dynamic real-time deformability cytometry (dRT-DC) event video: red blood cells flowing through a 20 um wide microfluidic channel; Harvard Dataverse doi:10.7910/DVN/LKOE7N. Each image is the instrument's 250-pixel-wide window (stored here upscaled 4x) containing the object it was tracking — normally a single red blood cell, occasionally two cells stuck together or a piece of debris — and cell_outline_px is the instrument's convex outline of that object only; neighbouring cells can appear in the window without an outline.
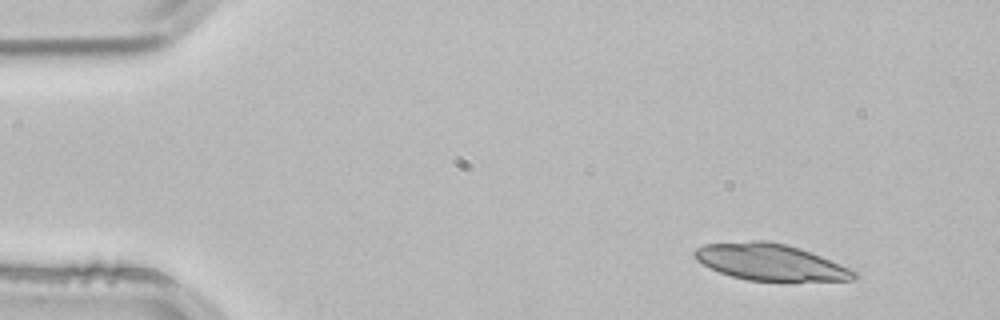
{"species": "common noctule bat (a hibernating species)", "species_latin": "Nyctalus noctula", "temperature_condition": "room temperature", "stored_images_in_passage": 3, "camera_frame_rate_fps": 3000, "um_per_image_px": 0.085, "animal": {"sex": "male", "body_mass_g": 21.5, "forearm_length_mm": 52.0}, "frame": {"image": 1, "passage_image": 1, "time_ms": 0.0, "image_size_px": [1000, 320], "cell_outline_px": [[856, 276], [852, 280], [748, 280], [732, 276], [720, 272], [696, 260], [692, 256], [692, 252], [696, 248], [704, 244], [752, 240], [764, 240], [784, 244], [800, 248], [840, 264], [856, 272]], "centroid_in_image_um": [65.4, 22.26], "position_along_channel_um": 19.6, "area_um2": 33.35}}